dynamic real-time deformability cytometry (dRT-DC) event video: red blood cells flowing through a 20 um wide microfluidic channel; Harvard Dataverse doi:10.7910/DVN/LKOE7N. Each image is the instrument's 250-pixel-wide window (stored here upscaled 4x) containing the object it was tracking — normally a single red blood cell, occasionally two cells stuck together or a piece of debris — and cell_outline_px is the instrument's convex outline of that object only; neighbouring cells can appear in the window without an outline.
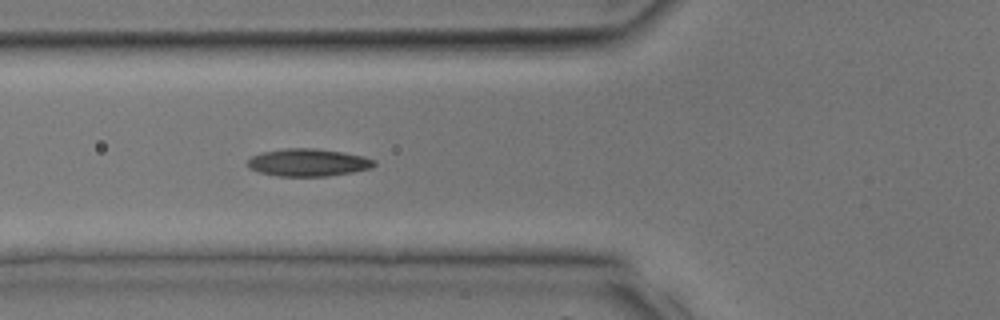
{"species": "common noctule bat (a hibernating species)", "species_latin": "Nyctalus noctula", "temperature_condition": "room temperature", "stored_images_in_passage": 7, "camera_frame_rate_fps": 3000, "um_per_image_px": 0.085, "animal": {"sex": "male", "body_mass_g": 17.9, "forearm_length_mm": 54.2}, "frame": {"image": 1, "passage_image": 7, "time_ms": 2.0, "image_size_px": [1000, 320], "cell_outline_px": [[376, 164], [372, 168], [352, 172], [328, 176], [276, 176], [260, 172], [248, 168], [248, 160], [252, 156], [260, 152], [284, 148], [316, 148], [364, 156], [376, 160]], "centroid_in_image_um": [26.19, 13.81], "position_along_channel_um": 99.6, "area_um2": 20.4}}